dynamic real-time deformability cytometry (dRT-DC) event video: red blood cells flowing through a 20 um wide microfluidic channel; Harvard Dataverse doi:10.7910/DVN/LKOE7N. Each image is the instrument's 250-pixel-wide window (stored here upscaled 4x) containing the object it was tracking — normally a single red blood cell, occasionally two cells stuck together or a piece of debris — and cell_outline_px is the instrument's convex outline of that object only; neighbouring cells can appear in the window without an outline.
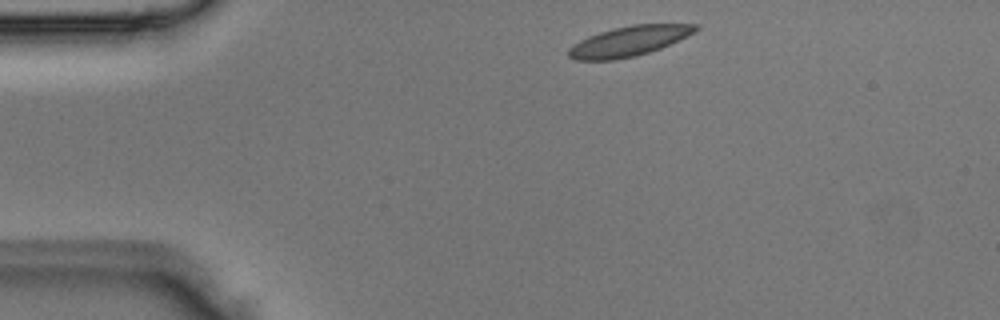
{"species": "Egyptian fruit bat (a non-hibernating species)", "species_latin": "Rousettus aegyptiacus", "temperature_condition": "room temperature", "stored_images_in_passage": 2, "camera_frame_rate_fps": 3000, "um_per_image_px": 0.085, "animal": {"sex": "male"}, "frame": {"image": 1, "passage_image": 1, "time_ms": 0.0, "image_size_px": [1000, 320], "cell_outline_px": [[700, 28], [660, 48], [636, 56], [612, 60], [576, 60], [568, 56], [568, 48], [572, 44], [588, 36], [600, 32], [632, 24], [700, 24]], "centroid_in_image_um": [53.4, 3.5], "position_along_channel_um": 31.6, "area_um2": 21.85}}